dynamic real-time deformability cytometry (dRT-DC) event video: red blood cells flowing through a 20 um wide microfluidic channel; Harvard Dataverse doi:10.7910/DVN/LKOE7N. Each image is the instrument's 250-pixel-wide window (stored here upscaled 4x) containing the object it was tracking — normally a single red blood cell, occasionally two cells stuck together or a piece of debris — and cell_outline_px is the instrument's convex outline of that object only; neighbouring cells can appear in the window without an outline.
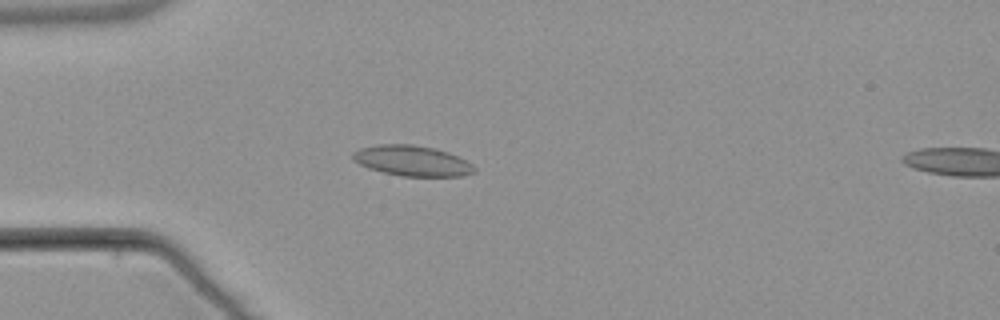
{"species": "common noctule bat (a hibernating species)", "species_latin": "Nyctalus noctula", "temperature_condition": "warm", "stored_images_in_passage": 6, "segment_of_instrument_passage": [1, 2], "camera_frame_rate_fps": 3000, "um_per_image_px": 0.085, "animal": {"sex": "male", "body_mass_g": 21.5, "forearm_length_mm": 52.0}, "frame": {"image": 1, "passage_image": 5, "time_ms": 5.0, "image_size_px": [1000, 320], "cell_outline_px": [[476, 172], [464, 176], [400, 176], [368, 168], [352, 160], [352, 152], [360, 148], [380, 144], [412, 144], [436, 148], [448, 152], [472, 164], [476, 168]], "centroid_in_image_um": [35.03, 13.66], "position_along_channel_um": 50.0, "area_um2": 21.62}}